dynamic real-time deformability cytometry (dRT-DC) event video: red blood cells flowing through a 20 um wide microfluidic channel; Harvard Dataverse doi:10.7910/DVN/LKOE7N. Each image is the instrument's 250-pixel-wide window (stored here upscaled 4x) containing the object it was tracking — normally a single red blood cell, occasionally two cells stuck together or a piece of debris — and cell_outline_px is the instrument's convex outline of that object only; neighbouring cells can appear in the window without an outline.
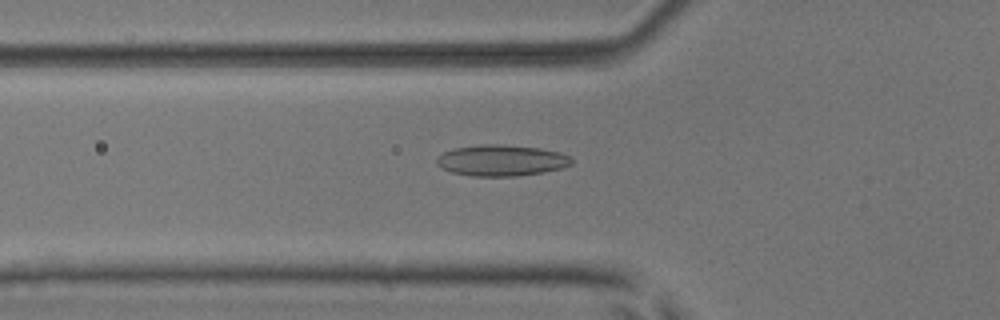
{"species": "common noctule bat (a hibernating species)", "species_latin": "Nyctalus noctula", "temperature_condition": "room temperature", "stored_images_in_passage": 52, "camera_frame_rate_fps": 3000, "um_per_image_px": 0.085, "animal": {"sex": "male", "body_mass_g": 17.9, "forearm_length_mm": 54.2}, "frame": {"image": 1, "passage_image": 19, "time_ms": 6.0, "image_size_px": [1000, 320], "cell_outline_px": [[572, 164], [564, 168], [544, 172], [516, 176], [472, 176], [452, 172], [436, 164], [436, 156], [452, 148], [480, 144], [496, 144], [540, 148], [560, 152], [572, 156]], "centroid_in_image_um": [42.64, 13.63], "position_along_channel_um": 83.2, "area_um2": 24.68}}
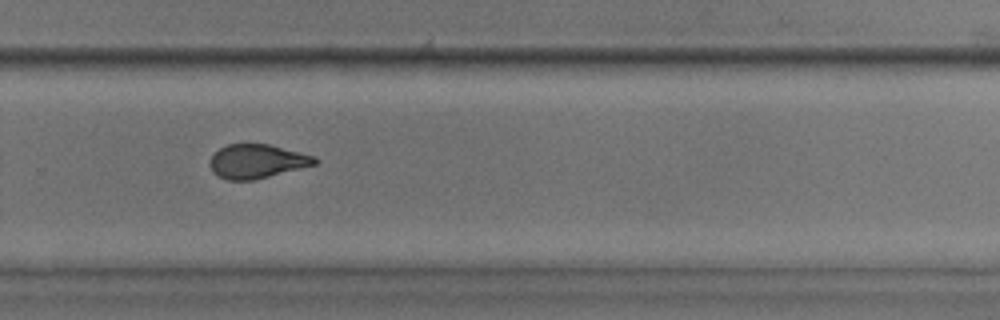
{"frame": {"image": 2, "passage_image": 36, "time_ms": 11.667, "image_size_px": [1000, 320], "cell_outline_px": [[320, 160], [316, 164], [252, 180], [228, 180], [212, 172], [208, 164], [212, 156], [220, 148], [228, 144], [268, 144], [316, 156]], "centroid_in_image_um": [21.84, 13.7], "position_along_channel_um": 308.0, "area_um2": 20.58}}
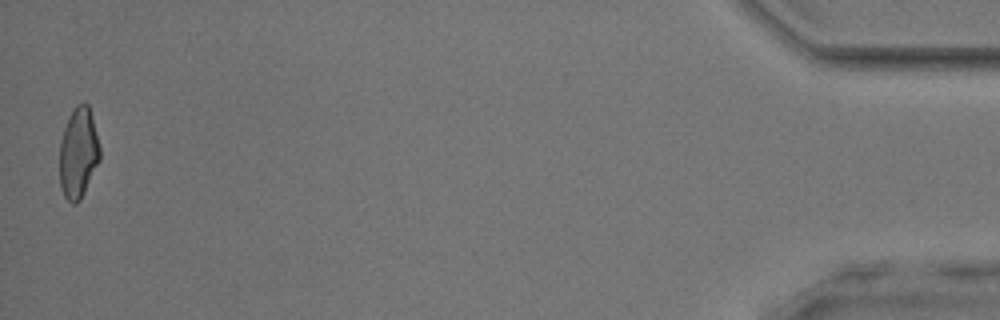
{"frame": {"image": 3, "passage_image": 52, "time_ms": 17.0, "image_size_px": [1000, 320], "cell_outline_px": [[100, 160], [80, 200], [76, 204], [72, 204], [64, 196], [60, 184], [60, 140], [68, 116], [72, 108], [76, 104], [84, 100], [88, 104], [92, 116], [100, 148]], "centroid_in_image_um": [6.66, 12.96], "position_along_channel_um": 428.5, "area_um2": 21.44}, "authors_computed_cell_mechanics": {"area_um2": 21.964, "velocity_mm_per_s": 3.9687, "shape_relaxation_time_tau1_ms": 6.4064, "shape_relaxation_time_tau2_ms": 1.3018, "deformation_change_tau1": 0.1704, "deformation_change_tau2": 0.0742}}